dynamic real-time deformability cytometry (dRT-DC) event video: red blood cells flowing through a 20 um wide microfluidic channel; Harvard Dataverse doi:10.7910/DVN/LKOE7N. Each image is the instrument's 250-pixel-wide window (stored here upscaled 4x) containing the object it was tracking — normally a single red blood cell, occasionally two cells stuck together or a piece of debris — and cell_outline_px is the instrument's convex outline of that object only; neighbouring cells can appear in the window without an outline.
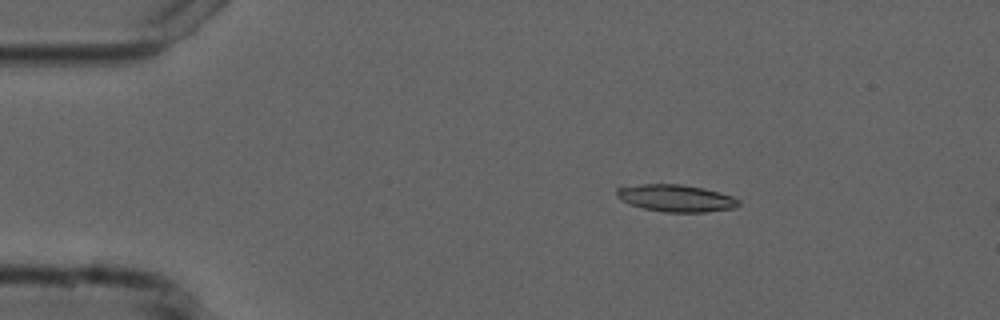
{"species": "common noctule bat (a hibernating species)", "species_latin": "Nyctalus noctula", "temperature_condition": "cold", "stored_images_in_passage": 3, "camera_frame_rate_fps": 3000, "um_per_image_px": 0.085, "animal": {"sex": "male", "forearm_length_mm": 52.5}, "frame": {"image": 1, "passage_image": 2, "time_ms": 2.0, "image_size_px": [1000, 320], "cell_outline_px": [[740, 204], [736, 208], [704, 212], [664, 212], [644, 208], [628, 204], [616, 196], [616, 188], [620, 184], [680, 184], [704, 188], [732, 196], [740, 200]], "centroid_in_image_um": [57.4, 16.83], "position_along_channel_um": 27.6, "area_um2": 19.59}}